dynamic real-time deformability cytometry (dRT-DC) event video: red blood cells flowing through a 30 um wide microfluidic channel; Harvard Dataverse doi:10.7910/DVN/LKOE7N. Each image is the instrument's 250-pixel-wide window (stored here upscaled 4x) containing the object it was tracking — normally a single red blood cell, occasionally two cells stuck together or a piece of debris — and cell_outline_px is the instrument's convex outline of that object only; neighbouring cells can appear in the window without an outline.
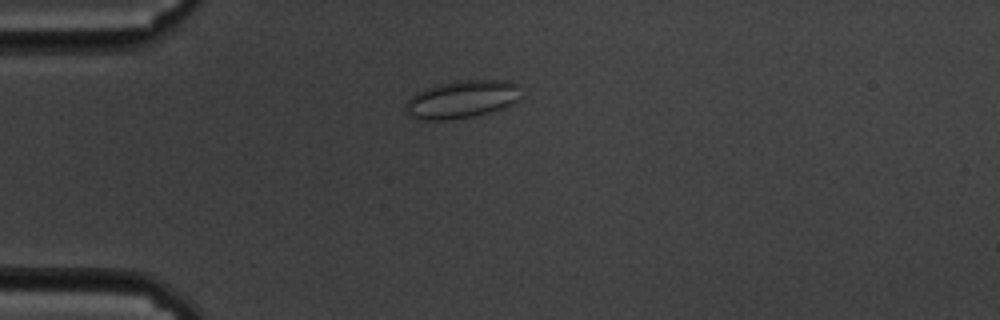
{"species": "common noctule bat (a hibernating species)", "species_latin": "Nyctalus noctula", "temperature_condition": "cold", "stored_images_in_passage": 45, "camera_frame_rate_fps": 3000, "um_per_image_px": 0.085, "animal": {"sex": "male", "body_mass_g": 19.5, "forearm_length_mm": 54.6}, "frame": {"image": 1, "passage_image": 1, "time_ms": 0.0, "image_size_px": [1000, 320], "cell_outline_px": [[520, 100], [504, 108], [472, 116], [448, 120], [420, 120], [408, 116], [404, 112], [404, 104], [416, 92], [440, 84], [456, 80], [508, 80], [520, 84]], "centroid_in_image_um": [39.26, 8.44], "position_along_channel_um": 45.7, "area_um2": 25.78}}
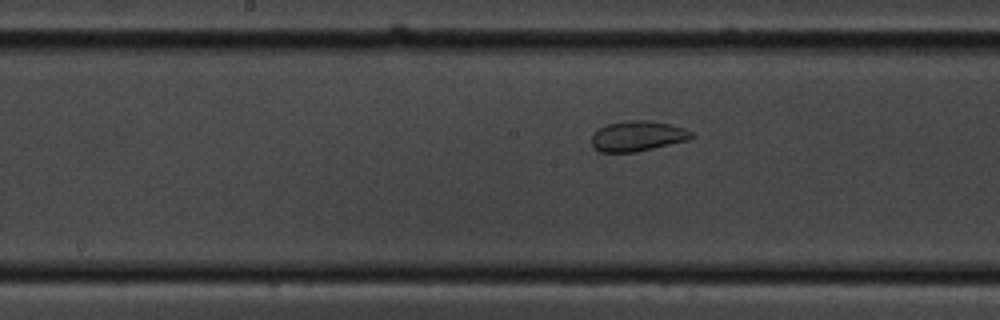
{"frame": {"image": 2, "passage_image": 16, "time_ms": 5.0, "image_size_px": [1000, 320], "cell_outline_px": [[696, 136], [688, 140], [636, 152], [600, 152], [592, 148], [592, 132], [608, 124], [624, 120], [648, 120], [672, 124], [684, 128], [692, 132]], "centroid_in_image_um": [54.19, 11.56], "position_along_channel_um": 194.0, "area_um2": 17.86}}
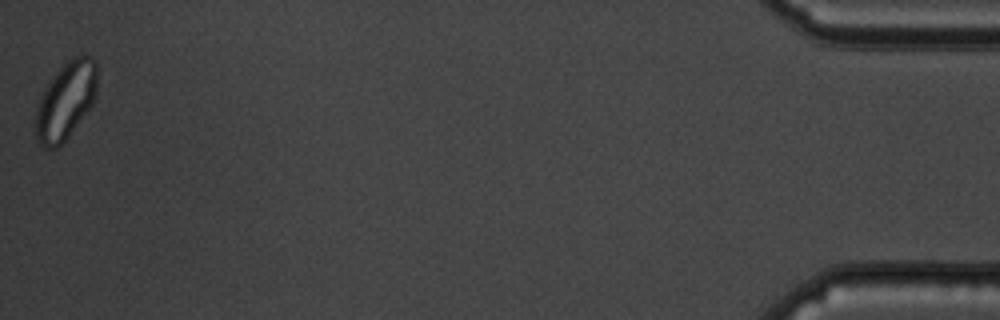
{"frame": {"image": 3, "passage_image": 45, "time_ms": 14.667, "image_size_px": [1000, 320], "cell_outline_px": [[96, 92], [92, 104], [68, 136], [56, 148], [44, 148], [40, 144], [36, 136], [32, 124], [36, 104], [44, 88], [52, 76], [64, 64], [76, 56], [92, 56], [96, 60]], "centroid_in_image_um": [5.52, 8.58], "position_along_channel_um": 429.7, "area_um2": 27.8}, "authors_computed_cell_mechanics": {"area_um2": 18.9584, "velocity_mm_per_s": 3.3681, "shape_relaxation_time_tau1_ms": null, "shape_relaxation_time_tau2_ms": 0.7225, "deformation_change_tau1": null, "deformation_change_tau2": 0.0495}}